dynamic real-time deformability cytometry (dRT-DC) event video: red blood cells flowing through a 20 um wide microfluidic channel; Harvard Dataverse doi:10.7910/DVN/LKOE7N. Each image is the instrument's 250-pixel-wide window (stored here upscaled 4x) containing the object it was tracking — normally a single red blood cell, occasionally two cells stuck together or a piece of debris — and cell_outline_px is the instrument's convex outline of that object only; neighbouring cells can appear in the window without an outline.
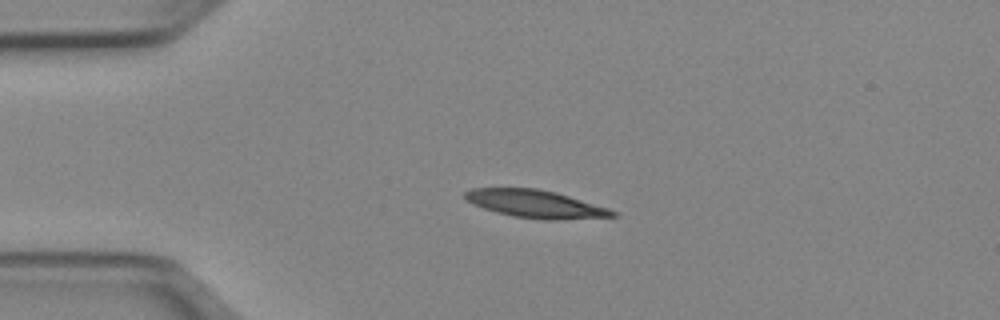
{"species": "Egyptian fruit bat (a non-hibernating species)", "species_latin": "Rousettus aegyptiacus", "temperature_condition": "cold", "stored_images_in_passage": 47, "camera_frame_rate_fps": 3000, "um_per_image_px": 0.085, "animal": {"sex": "female"}, "frame": {"image": 1, "passage_image": 8, "time_ms": 2.333, "image_size_px": [1000, 320], "cell_outline_px": [[620, 216], [556, 220], [544, 220], [512, 216], [496, 212], [472, 204], [464, 196], [464, 192], [472, 188], [536, 188], [556, 192], [608, 208], [616, 212]], "centroid_in_image_um": [45.52, 17.34], "position_along_channel_um": 39.5, "area_um2": 23.81}}
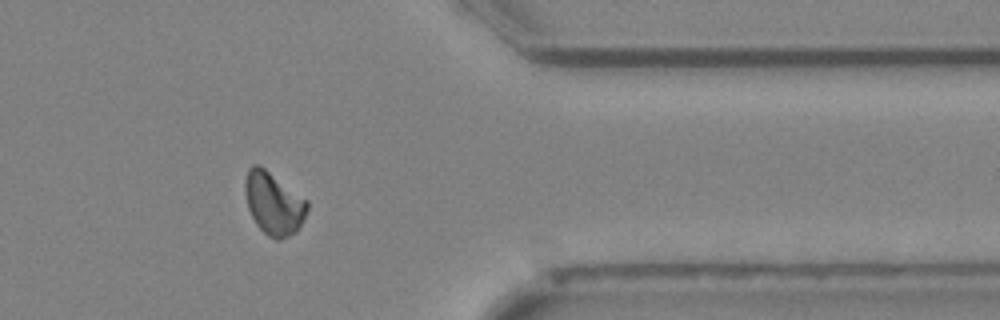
{"frame": {"image": 2, "passage_image": 38, "time_ms": 12.333, "image_size_px": [1000, 320], "cell_outline_px": [[308, 208], [304, 220], [296, 232], [280, 240], [276, 240], [268, 236], [256, 224], [248, 208], [244, 192], [244, 180], [248, 168], [252, 164], [260, 164], [308, 200]], "centroid_in_image_um": [23.25, 17.27], "position_along_channel_um": 388.1, "area_um2": 23.0}}
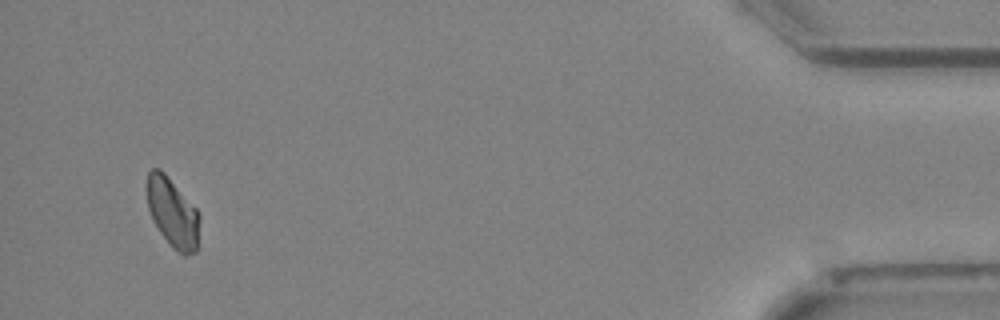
{"frame": {"image": 3, "passage_image": 45, "time_ms": 14.667, "image_size_px": [1000, 320], "cell_outline_px": [[200, 220], [196, 252], [184, 256], [172, 248], [160, 232], [148, 208], [144, 188], [148, 172], [152, 168], [160, 168], [164, 172], [200, 212]], "centroid_in_image_um": [14.66, 18.05], "position_along_channel_um": 420.5, "area_um2": 21.62}, "authors_computed_cell_mechanics": {"area_um2": 22.8888, "velocity_mm_per_s": 3.9402, "shape_relaxation_time_tau1_ms": 3.7401, "shape_relaxation_time_tau2_ms": null, "deformation_change_tau1": 0.1252, "deformation_change_tau2": null}}